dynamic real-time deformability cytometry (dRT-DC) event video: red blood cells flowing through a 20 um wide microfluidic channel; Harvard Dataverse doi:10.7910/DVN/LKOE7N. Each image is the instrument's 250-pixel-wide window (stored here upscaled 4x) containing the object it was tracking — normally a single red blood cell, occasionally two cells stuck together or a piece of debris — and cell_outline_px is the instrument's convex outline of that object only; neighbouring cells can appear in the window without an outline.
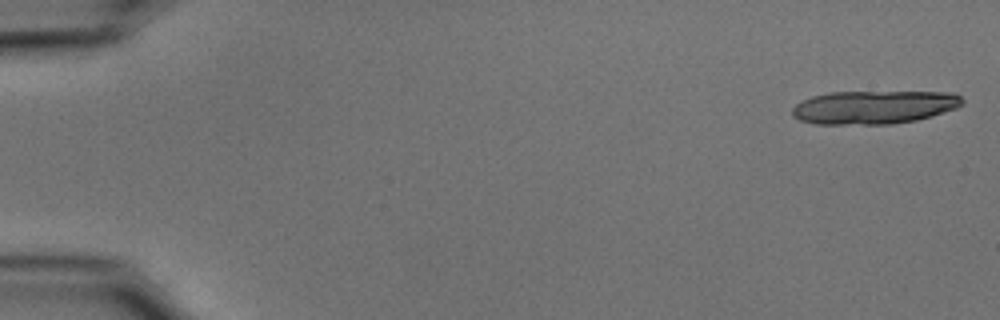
{"species": "common noctule bat (a hibernating species)", "species_latin": "Nyctalus noctula", "temperature_condition": "cold", "stored_images_in_passage": 14, "camera_frame_rate_fps": 3000, "um_per_image_px": 0.085, "animal": {"sex": "male", "body_mass_g": 15.6}, "frame": {"image": 1, "passage_image": 1, "time_ms": 0.0, "image_size_px": [1000, 320], "cell_outline_px": [[964, 104], [956, 108], [916, 120], [892, 124], [816, 124], [800, 120], [792, 116], [792, 108], [796, 104], [812, 96], [828, 92], [956, 92], [964, 100]], "centroid_in_image_um": [74.29, 9.1], "position_along_channel_um": 10.7, "area_um2": 33.12}}